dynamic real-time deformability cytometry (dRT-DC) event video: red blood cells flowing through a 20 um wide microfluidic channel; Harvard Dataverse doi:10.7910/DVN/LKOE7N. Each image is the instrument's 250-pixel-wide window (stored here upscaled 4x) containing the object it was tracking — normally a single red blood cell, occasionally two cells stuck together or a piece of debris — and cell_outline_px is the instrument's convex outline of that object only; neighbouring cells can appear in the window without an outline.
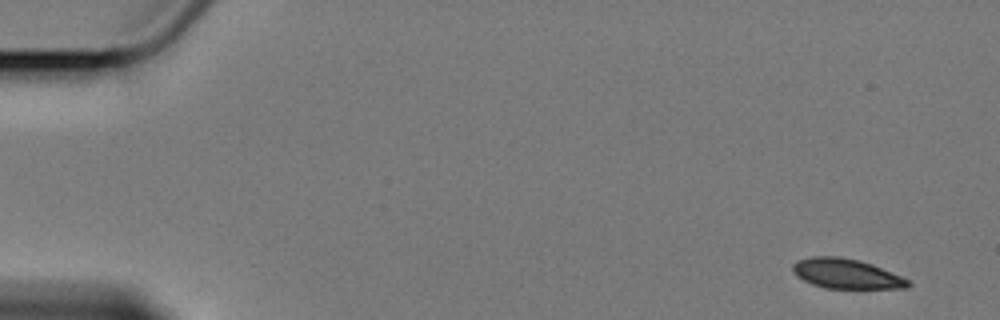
{"species": "Egyptian fruit bat (a non-hibernating species)", "species_latin": "Rousettus aegyptiacus", "temperature_condition": "cold", "stored_images_in_passage": 2, "camera_frame_rate_fps": 3000, "um_per_image_px": 0.085, "animal": {"sex": "female"}, "frame": {"image": 1, "passage_image": 2, "time_ms": 1.333, "image_size_px": [1000, 320], "cell_outline_px": [[912, 284], [908, 288], [824, 288], [812, 284], [796, 276], [792, 268], [792, 264], [796, 260], [812, 256], [840, 256], [860, 260], [872, 264], [900, 276], [908, 280]], "centroid_in_image_um": [71.9, 23.25], "position_along_channel_um": 13.1, "area_um2": 20.06}}